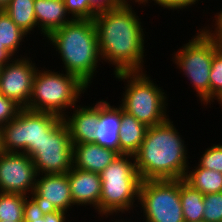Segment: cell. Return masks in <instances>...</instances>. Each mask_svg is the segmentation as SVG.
<instances>
[{
    "instance_id": "cell-1",
    "label": "cell",
    "mask_w": 222,
    "mask_h": 222,
    "mask_svg": "<svg viewBox=\"0 0 222 222\" xmlns=\"http://www.w3.org/2000/svg\"><path fill=\"white\" fill-rule=\"evenodd\" d=\"M131 1L124 0L117 8L93 18L101 58L114 66L113 74L145 71V29Z\"/></svg>"
},
{
    "instance_id": "cell-2",
    "label": "cell",
    "mask_w": 222,
    "mask_h": 222,
    "mask_svg": "<svg viewBox=\"0 0 222 222\" xmlns=\"http://www.w3.org/2000/svg\"><path fill=\"white\" fill-rule=\"evenodd\" d=\"M182 138L169 118L161 124L148 127L145 138L134 155L142 181L185 177L190 157Z\"/></svg>"
},
{
    "instance_id": "cell-3",
    "label": "cell",
    "mask_w": 222,
    "mask_h": 222,
    "mask_svg": "<svg viewBox=\"0 0 222 222\" xmlns=\"http://www.w3.org/2000/svg\"><path fill=\"white\" fill-rule=\"evenodd\" d=\"M53 45L64 72L76 75L88 87L91 86L101 61L99 44L93 20L73 19L53 31L47 38Z\"/></svg>"
},
{
    "instance_id": "cell-4",
    "label": "cell",
    "mask_w": 222,
    "mask_h": 222,
    "mask_svg": "<svg viewBox=\"0 0 222 222\" xmlns=\"http://www.w3.org/2000/svg\"><path fill=\"white\" fill-rule=\"evenodd\" d=\"M100 219L134 213L141 178L133 155H119L101 173ZM137 204H135L136 202ZM136 205V206H134ZM134 207V208H133ZM121 212V214H120ZM115 215V216H113ZM105 216V217H104Z\"/></svg>"
},
{
    "instance_id": "cell-5",
    "label": "cell",
    "mask_w": 222,
    "mask_h": 222,
    "mask_svg": "<svg viewBox=\"0 0 222 222\" xmlns=\"http://www.w3.org/2000/svg\"><path fill=\"white\" fill-rule=\"evenodd\" d=\"M41 69V70H39ZM37 69L33 79L32 94L26 109L47 112L61 118L80 101L81 94L89 88L76 75L47 68ZM43 69V70H42ZM68 109V110H67ZM67 110V112H66Z\"/></svg>"
},
{
    "instance_id": "cell-6",
    "label": "cell",
    "mask_w": 222,
    "mask_h": 222,
    "mask_svg": "<svg viewBox=\"0 0 222 222\" xmlns=\"http://www.w3.org/2000/svg\"><path fill=\"white\" fill-rule=\"evenodd\" d=\"M146 72H119L113 75L125 85L120 106L142 124L152 127L169 118L168 97L162 87H158Z\"/></svg>"
},
{
    "instance_id": "cell-7",
    "label": "cell",
    "mask_w": 222,
    "mask_h": 222,
    "mask_svg": "<svg viewBox=\"0 0 222 222\" xmlns=\"http://www.w3.org/2000/svg\"><path fill=\"white\" fill-rule=\"evenodd\" d=\"M188 43L179 47L171 61L190 80L194 92L199 97L201 105L205 107L210 103L209 75L214 53L220 48L219 44L211 38L202 28L196 31Z\"/></svg>"
},
{
    "instance_id": "cell-8",
    "label": "cell",
    "mask_w": 222,
    "mask_h": 222,
    "mask_svg": "<svg viewBox=\"0 0 222 222\" xmlns=\"http://www.w3.org/2000/svg\"><path fill=\"white\" fill-rule=\"evenodd\" d=\"M61 117L47 112L22 108L17 116L0 127V149L4 152L26 153L31 156Z\"/></svg>"
},
{
    "instance_id": "cell-9",
    "label": "cell",
    "mask_w": 222,
    "mask_h": 222,
    "mask_svg": "<svg viewBox=\"0 0 222 222\" xmlns=\"http://www.w3.org/2000/svg\"><path fill=\"white\" fill-rule=\"evenodd\" d=\"M138 201L143 222H185L180 199V179L143 180Z\"/></svg>"
},
{
    "instance_id": "cell-10",
    "label": "cell",
    "mask_w": 222,
    "mask_h": 222,
    "mask_svg": "<svg viewBox=\"0 0 222 222\" xmlns=\"http://www.w3.org/2000/svg\"><path fill=\"white\" fill-rule=\"evenodd\" d=\"M73 144L69 129L61 118L30 156L37 174H66L73 167Z\"/></svg>"
},
{
    "instance_id": "cell-11",
    "label": "cell",
    "mask_w": 222,
    "mask_h": 222,
    "mask_svg": "<svg viewBox=\"0 0 222 222\" xmlns=\"http://www.w3.org/2000/svg\"><path fill=\"white\" fill-rule=\"evenodd\" d=\"M28 198L29 209L39 215L69 213L75 206L67 174H37L35 189Z\"/></svg>"
},
{
    "instance_id": "cell-12",
    "label": "cell",
    "mask_w": 222,
    "mask_h": 222,
    "mask_svg": "<svg viewBox=\"0 0 222 222\" xmlns=\"http://www.w3.org/2000/svg\"><path fill=\"white\" fill-rule=\"evenodd\" d=\"M27 53L20 54L0 69V93L25 108L32 94L33 79L39 67Z\"/></svg>"
},
{
    "instance_id": "cell-13",
    "label": "cell",
    "mask_w": 222,
    "mask_h": 222,
    "mask_svg": "<svg viewBox=\"0 0 222 222\" xmlns=\"http://www.w3.org/2000/svg\"><path fill=\"white\" fill-rule=\"evenodd\" d=\"M37 172L26 153L0 151V192L28 196L35 189Z\"/></svg>"
},
{
    "instance_id": "cell-14",
    "label": "cell",
    "mask_w": 222,
    "mask_h": 222,
    "mask_svg": "<svg viewBox=\"0 0 222 222\" xmlns=\"http://www.w3.org/2000/svg\"><path fill=\"white\" fill-rule=\"evenodd\" d=\"M73 204L91 206L100 215L101 176L98 173L72 167L67 173Z\"/></svg>"
},
{
    "instance_id": "cell-15",
    "label": "cell",
    "mask_w": 222,
    "mask_h": 222,
    "mask_svg": "<svg viewBox=\"0 0 222 222\" xmlns=\"http://www.w3.org/2000/svg\"><path fill=\"white\" fill-rule=\"evenodd\" d=\"M93 106L76 105L70 116L63 117L69 129L73 145L80 143H92L95 141V132L98 125V101ZM72 115V116H71Z\"/></svg>"
},
{
    "instance_id": "cell-16",
    "label": "cell",
    "mask_w": 222,
    "mask_h": 222,
    "mask_svg": "<svg viewBox=\"0 0 222 222\" xmlns=\"http://www.w3.org/2000/svg\"><path fill=\"white\" fill-rule=\"evenodd\" d=\"M107 100L98 101V125L95 141L102 147L112 149L120 154L119 128L121 122V106H114Z\"/></svg>"
},
{
    "instance_id": "cell-17",
    "label": "cell",
    "mask_w": 222,
    "mask_h": 222,
    "mask_svg": "<svg viewBox=\"0 0 222 222\" xmlns=\"http://www.w3.org/2000/svg\"><path fill=\"white\" fill-rule=\"evenodd\" d=\"M120 154L96 143L73 145V167L100 174Z\"/></svg>"
},
{
    "instance_id": "cell-18",
    "label": "cell",
    "mask_w": 222,
    "mask_h": 222,
    "mask_svg": "<svg viewBox=\"0 0 222 222\" xmlns=\"http://www.w3.org/2000/svg\"><path fill=\"white\" fill-rule=\"evenodd\" d=\"M34 11L43 39L73 20L66 11L64 0H35Z\"/></svg>"
},
{
    "instance_id": "cell-19",
    "label": "cell",
    "mask_w": 222,
    "mask_h": 222,
    "mask_svg": "<svg viewBox=\"0 0 222 222\" xmlns=\"http://www.w3.org/2000/svg\"><path fill=\"white\" fill-rule=\"evenodd\" d=\"M148 127L121 107L119 128L120 155H135L145 138Z\"/></svg>"
},
{
    "instance_id": "cell-20",
    "label": "cell",
    "mask_w": 222,
    "mask_h": 222,
    "mask_svg": "<svg viewBox=\"0 0 222 222\" xmlns=\"http://www.w3.org/2000/svg\"><path fill=\"white\" fill-rule=\"evenodd\" d=\"M183 180L204 195L222 192V173L204 169L197 164L194 167L188 166Z\"/></svg>"
},
{
    "instance_id": "cell-21",
    "label": "cell",
    "mask_w": 222,
    "mask_h": 222,
    "mask_svg": "<svg viewBox=\"0 0 222 222\" xmlns=\"http://www.w3.org/2000/svg\"><path fill=\"white\" fill-rule=\"evenodd\" d=\"M35 0H10L3 9L11 20L27 35L32 34L35 28L37 31V22L34 11Z\"/></svg>"
},
{
    "instance_id": "cell-22",
    "label": "cell",
    "mask_w": 222,
    "mask_h": 222,
    "mask_svg": "<svg viewBox=\"0 0 222 222\" xmlns=\"http://www.w3.org/2000/svg\"><path fill=\"white\" fill-rule=\"evenodd\" d=\"M180 199L185 222L203 221L204 194L180 179Z\"/></svg>"
},
{
    "instance_id": "cell-23",
    "label": "cell",
    "mask_w": 222,
    "mask_h": 222,
    "mask_svg": "<svg viewBox=\"0 0 222 222\" xmlns=\"http://www.w3.org/2000/svg\"><path fill=\"white\" fill-rule=\"evenodd\" d=\"M28 209V196L18 193L0 192V221L25 222Z\"/></svg>"
},
{
    "instance_id": "cell-24",
    "label": "cell",
    "mask_w": 222,
    "mask_h": 222,
    "mask_svg": "<svg viewBox=\"0 0 222 222\" xmlns=\"http://www.w3.org/2000/svg\"><path fill=\"white\" fill-rule=\"evenodd\" d=\"M27 36L4 10H0V44H4L15 57H19L17 53L21 50L20 46L22 47V42H25L24 39Z\"/></svg>"
},
{
    "instance_id": "cell-25",
    "label": "cell",
    "mask_w": 222,
    "mask_h": 222,
    "mask_svg": "<svg viewBox=\"0 0 222 222\" xmlns=\"http://www.w3.org/2000/svg\"><path fill=\"white\" fill-rule=\"evenodd\" d=\"M203 221L222 222V192L204 195Z\"/></svg>"
},
{
    "instance_id": "cell-26",
    "label": "cell",
    "mask_w": 222,
    "mask_h": 222,
    "mask_svg": "<svg viewBox=\"0 0 222 222\" xmlns=\"http://www.w3.org/2000/svg\"><path fill=\"white\" fill-rule=\"evenodd\" d=\"M210 80V105L212 99L222 92V47H220L213 56Z\"/></svg>"
},
{
    "instance_id": "cell-27",
    "label": "cell",
    "mask_w": 222,
    "mask_h": 222,
    "mask_svg": "<svg viewBox=\"0 0 222 222\" xmlns=\"http://www.w3.org/2000/svg\"><path fill=\"white\" fill-rule=\"evenodd\" d=\"M197 165L222 173V144H213V146L206 148Z\"/></svg>"
},
{
    "instance_id": "cell-28",
    "label": "cell",
    "mask_w": 222,
    "mask_h": 222,
    "mask_svg": "<svg viewBox=\"0 0 222 222\" xmlns=\"http://www.w3.org/2000/svg\"><path fill=\"white\" fill-rule=\"evenodd\" d=\"M64 4L72 19L93 20L96 15L90 7L89 0H64Z\"/></svg>"
},
{
    "instance_id": "cell-29",
    "label": "cell",
    "mask_w": 222,
    "mask_h": 222,
    "mask_svg": "<svg viewBox=\"0 0 222 222\" xmlns=\"http://www.w3.org/2000/svg\"><path fill=\"white\" fill-rule=\"evenodd\" d=\"M154 1V5H159L160 7H163L162 9L164 10L165 8L168 10H173L174 11H185V8H191V6L195 5L198 3V1L200 0H132V3H136L139 5H144L146 6L147 4H149L148 2ZM147 3V4H146ZM180 9V10H178Z\"/></svg>"
},
{
    "instance_id": "cell-30",
    "label": "cell",
    "mask_w": 222,
    "mask_h": 222,
    "mask_svg": "<svg viewBox=\"0 0 222 222\" xmlns=\"http://www.w3.org/2000/svg\"><path fill=\"white\" fill-rule=\"evenodd\" d=\"M21 109L15 101L0 93V127L14 119Z\"/></svg>"
},
{
    "instance_id": "cell-31",
    "label": "cell",
    "mask_w": 222,
    "mask_h": 222,
    "mask_svg": "<svg viewBox=\"0 0 222 222\" xmlns=\"http://www.w3.org/2000/svg\"><path fill=\"white\" fill-rule=\"evenodd\" d=\"M67 216L69 215L64 211L39 215L28 209L26 212L25 222H66V220L69 222V218Z\"/></svg>"
},
{
    "instance_id": "cell-32",
    "label": "cell",
    "mask_w": 222,
    "mask_h": 222,
    "mask_svg": "<svg viewBox=\"0 0 222 222\" xmlns=\"http://www.w3.org/2000/svg\"><path fill=\"white\" fill-rule=\"evenodd\" d=\"M215 18L213 19V22H215L212 27L210 28L209 24L206 27H203V30L211 37L213 38L220 47H222V9L220 12H217L215 15ZM215 20V21H214ZM214 26V27H213ZM212 28L214 30H212Z\"/></svg>"
},
{
    "instance_id": "cell-33",
    "label": "cell",
    "mask_w": 222,
    "mask_h": 222,
    "mask_svg": "<svg viewBox=\"0 0 222 222\" xmlns=\"http://www.w3.org/2000/svg\"><path fill=\"white\" fill-rule=\"evenodd\" d=\"M124 0H89L91 9L96 13L117 8Z\"/></svg>"
},
{
    "instance_id": "cell-34",
    "label": "cell",
    "mask_w": 222,
    "mask_h": 222,
    "mask_svg": "<svg viewBox=\"0 0 222 222\" xmlns=\"http://www.w3.org/2000/svg\"><path fill=\"white\" fill-rule=\"evenodd\" d=\"M16 58L5 46L0 44V66H4L10 63Z\"/></svg>"
},
{
    "instance_id": "cell-35",
    "label": "cell",
    "mask_w": 222,
    "mask_h": 222,
    "mask_svg": "<svg viewBox=\"0 0 222 222\" xmlns=\"http://www.w3.org/2000/svg\"><path fill=\"white\" fill-rule=\"evenodd\" d=\"M217 100V102L219 103L220 106H222V92H220L219 94H217L213 99H212V103ZM222 111V110H221Z\"/></svg>"
},
{
    "instance_id": "cell-36",
    "label": "cell",
    "mask_w": 222,
    "mask_h": 222,
    "mask_svg": "<svg viewBox=\"0 0 222 222\" xmlns=\"http://www.w3.org/2000/svg\"><path fill=\"white\" fill-rule=\"evenodd\" d=\"M10 0H0V10H3L9 3Z\"/></svg>"
},
{
    "instance_id": "cell-37",
    "label": "cell",
    "mask_w": 222,
    "mask_h": 222,
    "mask_svg": "<svg viewBox=\"0 0 222 222\" xmlns=\"http://www.w3.org/2000/svg\"><path fill=\"white\" fill-rule=\"evenodd\" d=\"M120 218L121 219L113 218L115 220L114 222H130V221H125L124 217H123V219H122V217H120ZM131 222H133V221H131Z\"/></svg>"
}]
</instances>
